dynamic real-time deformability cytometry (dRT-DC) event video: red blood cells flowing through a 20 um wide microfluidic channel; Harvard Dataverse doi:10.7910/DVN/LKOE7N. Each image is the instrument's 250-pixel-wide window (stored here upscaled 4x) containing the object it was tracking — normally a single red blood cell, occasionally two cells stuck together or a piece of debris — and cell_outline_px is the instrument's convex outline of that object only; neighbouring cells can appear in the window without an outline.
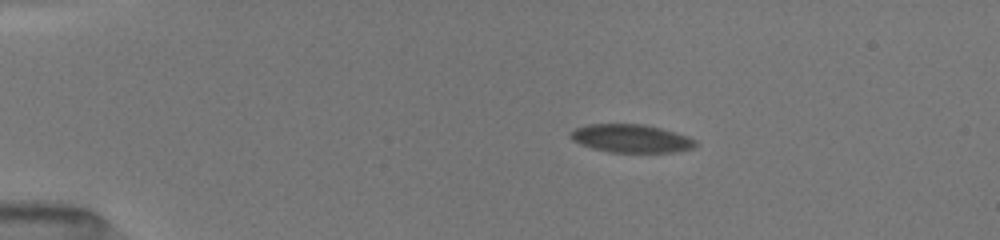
{"species": "common noctule bat (a hibernating species)", "species_latin": "Nyctalus noctula", "temperature_condition": "room temperature", "stored_images_in_passage": 6, "camera_frame_rate_fps": 3000, "um_per_image_px": 0.085, "animal": {"sex": "female", "body_mass_g": 19.5, "forearm_length_mm": 54.1}, "frame": {"image": 1, "passage_image": 4, "time_ms": 2.333, "image_size_px": [1000, 240], "cell_outline_px": [[696, 144], [692, 148], [672, 152], [608, 152], [592, 148], [580, 144], [572, 140], [568, 136], [576, 128], [588, 124], [644, 124], [676, 132], [688, 136], [696, 140]], "centroid_in_image_um": [53.63, 11.76], "position_along_channel_um": 31.4, "area_um2": 20.46}}